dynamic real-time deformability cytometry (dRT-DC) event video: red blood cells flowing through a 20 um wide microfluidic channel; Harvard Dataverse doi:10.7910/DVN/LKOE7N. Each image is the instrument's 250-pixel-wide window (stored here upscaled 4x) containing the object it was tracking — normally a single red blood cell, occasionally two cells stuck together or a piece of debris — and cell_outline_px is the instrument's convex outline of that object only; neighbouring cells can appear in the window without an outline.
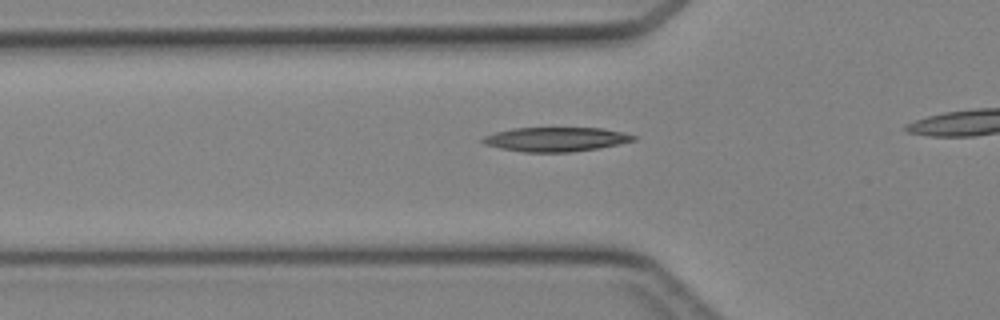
{"species": "Egyptian fruit bat (a non-hibernating species)", "species_latin": "Rousettus aegyptiacus", "temperature_condition": "cold", "stored_images_in_passage": 29, "camera_frame_rate_fps": 3000, "um_per_image_px": 0.085, "animal": {"sex": "female"}, "frame": {"image": 1, "passage_image": 7, "time_ms": 2.0, "image_size_px": [1000, 320], "cell_outline_px": [[636, 140], [600, 148], [572, 152], [524, 152], [500, 148], [484, 144], [480, 140], [484, 136], [496, 132], [512, 128], [604, 128], [636, 136]], "centroid_in_image_um": [47.23, 11.84], "position_along_channel_um": 78.6, "area_um2": 21.27}}
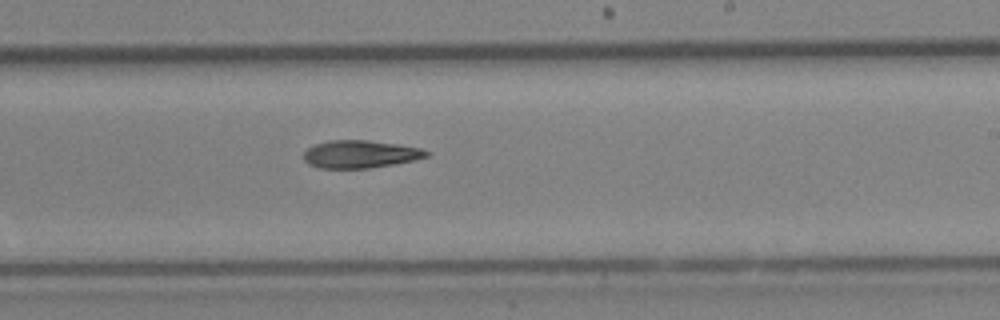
{"frame": {"image": 2, "passage_image": 19, "time_ms": 6.0, "image_size_px": [1000, 320], "cell_outline_px": [[432, 152], [428, 156], [412, 160], [372, 168], [320, 168], [308, 164], [304, 160], [304, 152], [308, 148], [316, 144], [332, 140], [364, 140], [400, 144], [420, 148]], "centroid_in_image_um": [30.63, 13.1], "position_along_channel_um": 258.4, "area_um2": 19.71}}
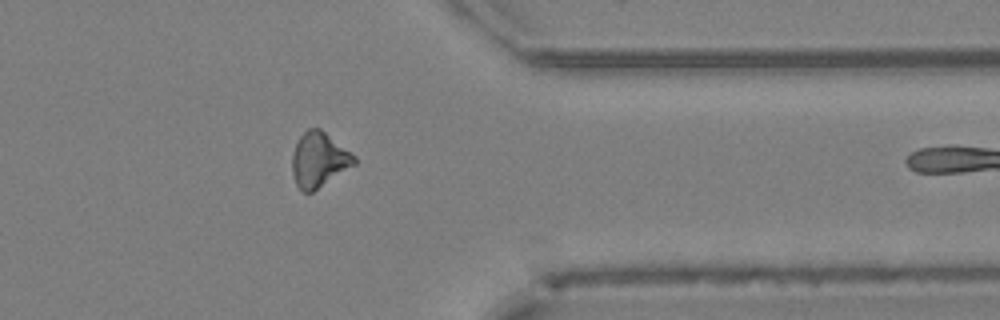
{"frame": {"image": 3, "passage_image": 28, "time_ms": 9.0, "image_size_px": [1000, 320], "cell_outline_px": [[356, 164], [312, 192], [304, 192], [296, 184], [292, 172], [292, 156], [296, 144], [300, 136], [308, 128], [320, 128], [356, 156]], "centroid_in_image_um": [27.11, 13.57], "position_along_channel_um": 384.3, "area_um2": 19.65}}